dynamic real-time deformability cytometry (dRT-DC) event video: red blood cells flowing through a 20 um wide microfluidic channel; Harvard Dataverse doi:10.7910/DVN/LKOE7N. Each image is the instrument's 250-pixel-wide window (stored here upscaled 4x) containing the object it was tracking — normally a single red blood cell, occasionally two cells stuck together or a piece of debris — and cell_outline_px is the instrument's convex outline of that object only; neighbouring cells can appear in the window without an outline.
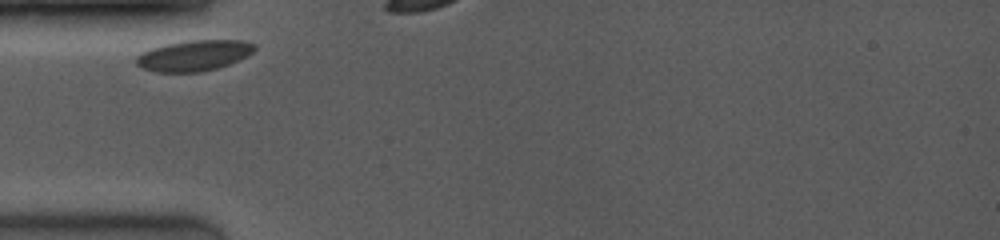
{"species": "common noctule bat (a hibernating species)", "species_latin": "Nyctalus noctula", "temperature_condition": "room temperature", "stored_images_in_passage": 7, "camera_frame_rate_fps": 4000, "um_per_image_px": 0.085, "animal": {"sex": "female", "body_mass_g": 19.0, "forearm_length_mm": 53.3}, "frame": {"image": 1, "passage_image": 1, "time_ms": 0.0, "image_size_px": [1000, 240], "cell_outline_px": [[256, 48], [252, 52], [228, 64], [216, 68], [200, 72], [156, 72], [144, 68], [136, 64], [136, 56], [152, 48], [164, 44], [188, 40], [240, 40], [256, 44]], "centroid_in_image_um": [16.46, 4.71], "position_along_channel_um": 68.5, "area_um2": 20.92}}